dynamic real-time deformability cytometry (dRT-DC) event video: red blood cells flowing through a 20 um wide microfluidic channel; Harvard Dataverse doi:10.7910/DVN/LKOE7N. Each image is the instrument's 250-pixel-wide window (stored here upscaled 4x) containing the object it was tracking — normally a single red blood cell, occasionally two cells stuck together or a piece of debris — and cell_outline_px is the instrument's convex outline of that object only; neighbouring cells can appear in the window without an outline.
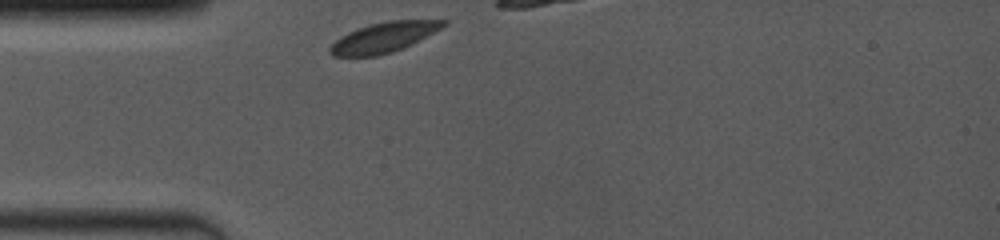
{"species": "common noctule bat (a hibernating species)", "species_latin": "Nyctalus noctula", "temperature_condition": "room temperature", "stored_images_in_passage": 39, "camera_frame_rate_fps": 4000, "um_per_image_px": 0.085, "animal": {"sex": "female", "body_mass_g": 19.0, "forearm_length_mm": 53.3}, "frame": {"image": 1, "passage_image": 1, "time_ms": 0.0, "image_size_px": [1000, 240], "cell_outline_px": [[448, 24], [412, 44], [392, 52], [376, 56], [332, 56], [328, 52], [328, 48], [340, 36], [356, 28], [388, 20], [448, 20]], "centroid_in_image_um": [32.59, 3.17], "position_along_channel_um": 52.4, "area_um2": 19.83}}
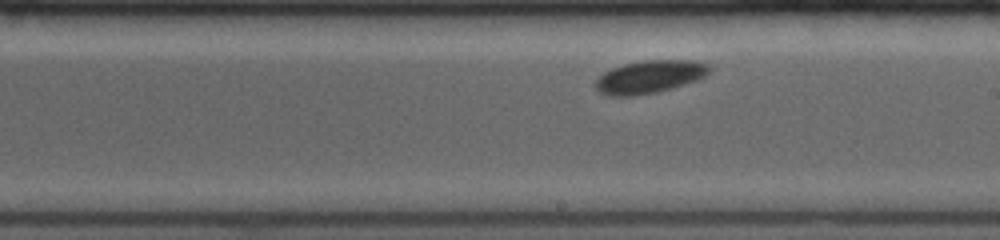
{"frame": {"image": 2, "passage_image": 21, "time_ms": 5.0, "image_size_px": [1000, 240], "cell_outline_px": [[712, 68], [704, 76], [696, 80], [684, 84], [656, 92], [632, 96], [608, 96], [600, 92], [596, 88], [596, 80], [604, 72], [612, 68], [624, 64], [644, 60], [696, 60], [708, 64]], "centroid_in_image_um": [55.22, 6.52], "position_along_channel_um": 233.8, "area_um2": 21.62}}
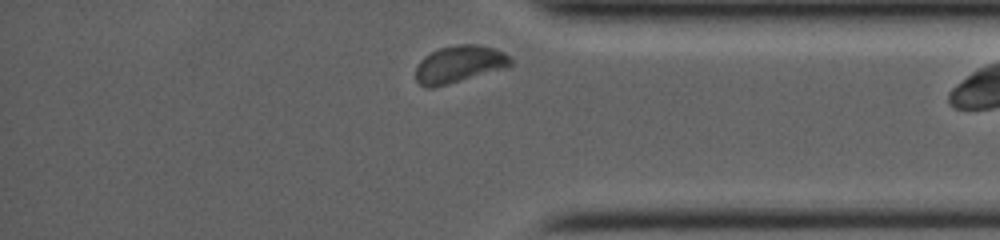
{"frame": {"image": 3, "passage_image": 38, "time_ms": 9.25, "image_size_px": [1000, 240], "cell_outline_px": [[512, 64], [508, 68], [432, 88], [424, 88], [416, 80], [416, 68], [420, 60], [424, 56], [440, 48], [456, 44], [476, 44], [492, 48], [504, 52], [512, 60]], "centroid_in_image_um": [39.04, 5.46], "position_along_channel_um": 396.2, "area_um2": 20.58}}